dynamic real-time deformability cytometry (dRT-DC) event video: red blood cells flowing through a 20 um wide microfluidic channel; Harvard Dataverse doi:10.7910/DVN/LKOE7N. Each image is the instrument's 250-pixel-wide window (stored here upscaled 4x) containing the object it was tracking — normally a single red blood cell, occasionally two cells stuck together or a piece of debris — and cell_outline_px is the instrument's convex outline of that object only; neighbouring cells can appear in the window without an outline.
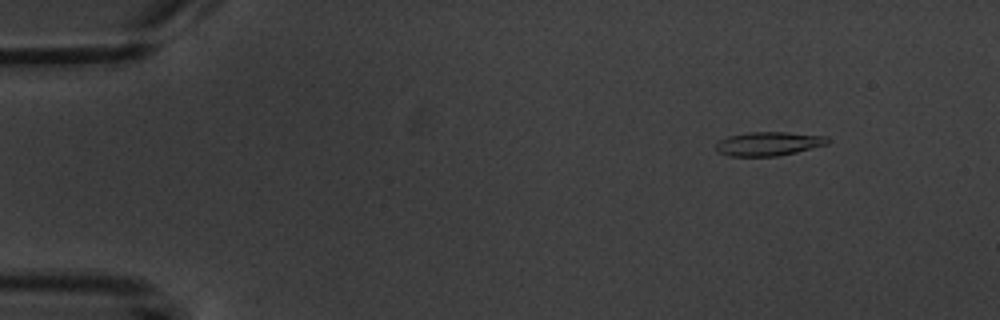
{"species": "common noctule bat (a hibernating species)", "species_latin": "Nyctalus noctula", "temperature_condition": "warm", "stored_images_in_passage": 4, "camera_frame_rate_fps": 3000, "um_per_image_px": 0.085, "animal": {"sex": "male", "body_mass_g": 20.1, "forearm_length_mm": 53.5}, "frame": {"image": 1, "passage_image": 2, "time_ms": 1.333, "image_size_px": [1000, 320], "cell_outline_px": [[828, 144], [796, 152], [776, 156], [728, 156], [716, 152], [716, 144], [720, 140], [728, 136], [752, 132], [784, 132], [824, 136], [828, 140]], "centroid_in_image_um": [65.28, 12.23], "position_along_channel_um": 19.7, "area_um2": 15.37}}
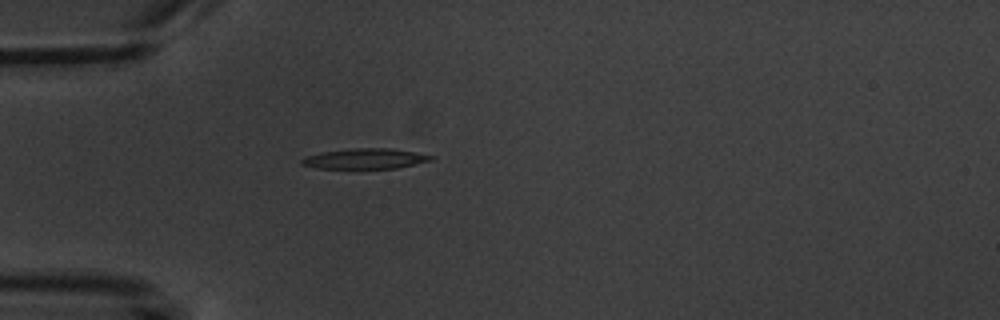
{"frame": {"image": 2, "passage_image": 4, "time_ms": 4.667, "image_size_px": [1000, 320], "cell_outline_px": [[436, 156], [432, 160], [396, 168], [316, 168], [300, 164], [300, 160], [304, 156], [324, 152], [352, 148], [392, 148], [416, 152]], "centroid_in_image_um": [31.04, 13.48], "position_along_channel_um": 54.0, "area_um2": 15.32}}